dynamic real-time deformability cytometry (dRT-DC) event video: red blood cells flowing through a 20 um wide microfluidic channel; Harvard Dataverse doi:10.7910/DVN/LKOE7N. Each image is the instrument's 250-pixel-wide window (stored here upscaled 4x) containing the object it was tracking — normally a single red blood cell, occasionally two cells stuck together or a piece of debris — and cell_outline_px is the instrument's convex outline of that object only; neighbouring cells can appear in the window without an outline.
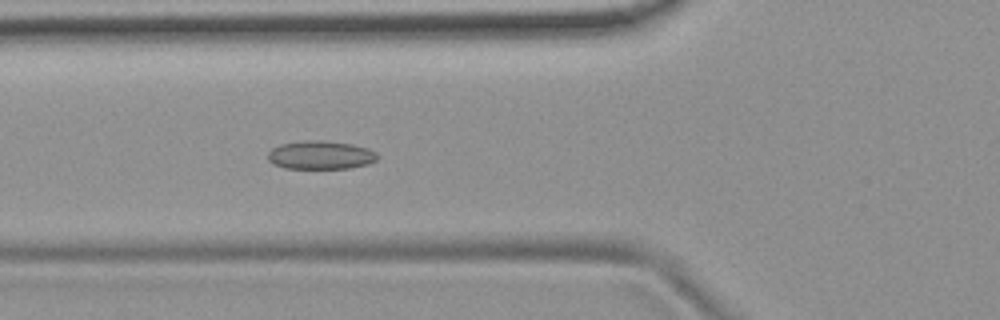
{"species": "common noctule bat (a hibernating species)", "species_latin": "Nyctalus noctula", "temperature_condition": "room temperature", "stored_images_in_passage": 55, "camera_frame_rate_fps": 3000, "um_per_image_px": 0.085, "animal": {"sex": "female", "body_mass_g": 19.9}, "frame": {"image": 1, "passage_image": 20, "time_ms": 6.333, "image_size_px": [1000, 320], "cell_outline_px": [[380, 156], [376, 160], [368, 164], [352, 168], [284, 168], [272, 164], [268, 160], [268, 152], [272, 148], [280, 144], [304, 140], [324, 140], [352, 144], [368, 148], [376, 152]], "centroid_in_image_um": [27.25, 13.17], "position_along_channel_um": 98.5, "area_um2": 18.38}}
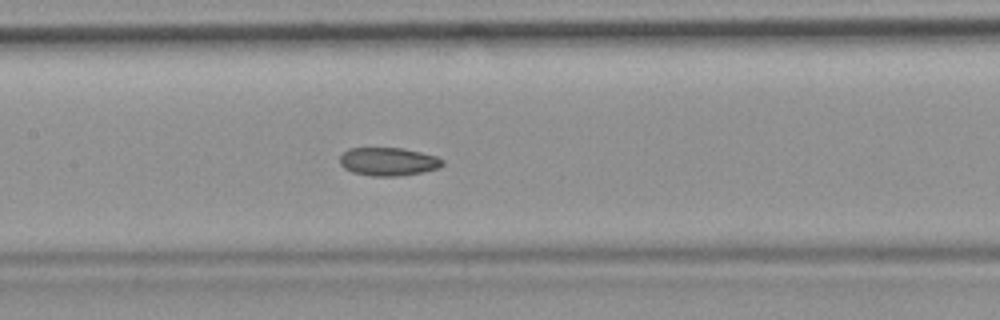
{"frame": {"image": 2, "passage_image": 26, "time_ms": 8.333, "image_size_px": [1000, 320], "cell_outline_px": [[444, 164], [440, 168], [424, 172], [396, 176], [372, 176], [352, 172], [344, 168], [340, 164], [340, 156], [348, 148], [400, 148], [420, 152], [436, 156], [444, 160]], "centroid_in_image_um": [33.02, 13.74], "position_along_channel_um": 174.4, "area_um2": 16.94}}
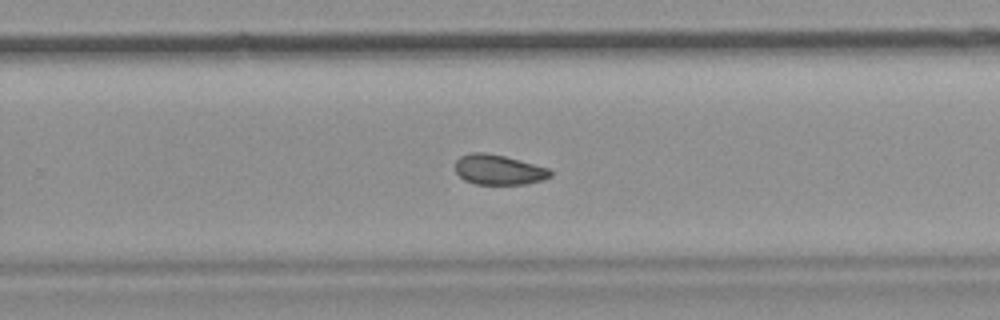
{"frame": {"image": 3, "passage_image": 35, "time_ms": 11.333, "image_size_px": [1000, 320], "cell_outline_px": [[552, 176], [544, 180], [524, 184], [476, 184], [464, 180], [456, 172], [456, 160], [460, 156], [472, 152], [484, 152], [504, 156], [548, 168], [552, 172]], "centroid_in_image_um": [42.38, 14.43], "position_along_channel_um": 287.4, "area_um2": 16.59}, "authors_computed_cell_mechanics": {"area_um2": 17.7446, "velocity_mm_per_s": 3.7776, "shape_relaxation_time_tau1_ms": null, "shape_relaxation_time_tau2_ms": 3.9082, "deformation_change_tau1": null, "deformation_change_tau2": 0.0766}}